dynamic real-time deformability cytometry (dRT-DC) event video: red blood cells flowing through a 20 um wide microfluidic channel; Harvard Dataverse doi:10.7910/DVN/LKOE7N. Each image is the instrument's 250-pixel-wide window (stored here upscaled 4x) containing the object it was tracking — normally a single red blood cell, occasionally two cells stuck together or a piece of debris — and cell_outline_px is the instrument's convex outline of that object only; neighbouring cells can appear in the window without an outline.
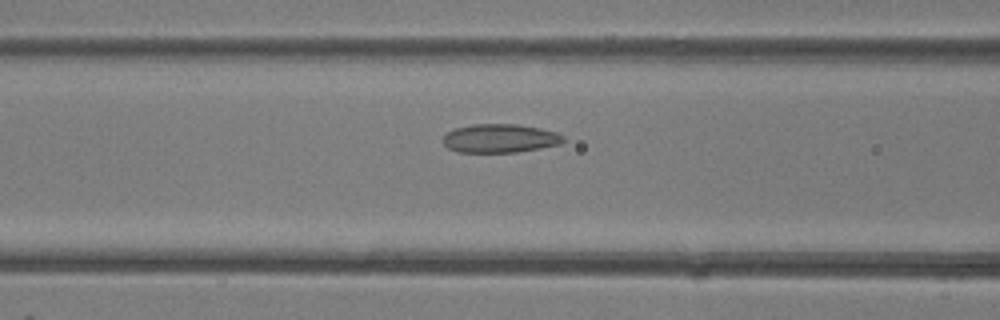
{"species": "common noctule bat (a hibernating species)", "species_latin": "Nyctalus noctula", "temperature_condition": "room temperature", "stored_images_in_passage": 30, "camera_frame_rate_fps": 3000, "um_per_image_px": 0.085, "animal": {"sex": "female"}, "frame": {"image": 1, "passage_image": 6, "time_ms": 1.667, "image_size_px": [1000, 320], "cell_outline_px": [[564, 140], [560, 144], [540, 148], [516, 152], [456, 152], [448, 148], [440, 140], [448, 132], [456, 128], [472, 124], [516, 124], [540, 128], [556, 132], [564, 136]], "centroid_in_image_um": [42.47, 11.76], "position_along_channel_um": 124.1, "area_um2": 20.11}}
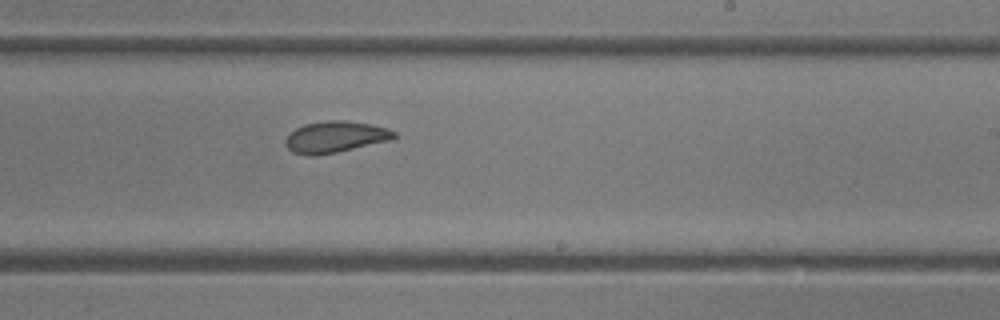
{"frame": {"image": 2, "passage_image": 14, "time_ms": 4.333, "image_size_px": [1000, 320], "cell_outline_px": [[396, 136], [392, 140], [336, 152], [312, 156], [308, 156], [292, 152], [284, 144], [284, 140], [296, 128], [304, 124], [328, 120], [344, 120], [372, 124], [388, 128], [396, 132]], "centroid_in_image_um": [28.51, 11.63], "position_along_channel_um": 260.5, "area_um2": 19.94}}
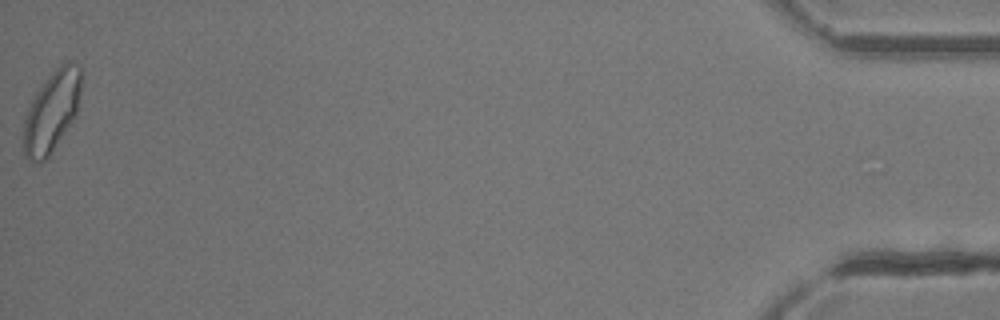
{"frame": {"image": 3, "passage_image": 30, "time_ms": 9.667, "image_size_px": [1000, 320], "cell_outline_px": [[80, 92], [76, 116], [48, 156], [40, 164], [32, 164], [24, 156], [24, 120], [28, 108], [36, 92], [48, 76], [60, 64], [68, 60], [72, 60], [80, 68]], "centroid_in_image_um": [4.38, 9.49], "position_along_channel_um": 430.8, "area_um2": 27.05}}